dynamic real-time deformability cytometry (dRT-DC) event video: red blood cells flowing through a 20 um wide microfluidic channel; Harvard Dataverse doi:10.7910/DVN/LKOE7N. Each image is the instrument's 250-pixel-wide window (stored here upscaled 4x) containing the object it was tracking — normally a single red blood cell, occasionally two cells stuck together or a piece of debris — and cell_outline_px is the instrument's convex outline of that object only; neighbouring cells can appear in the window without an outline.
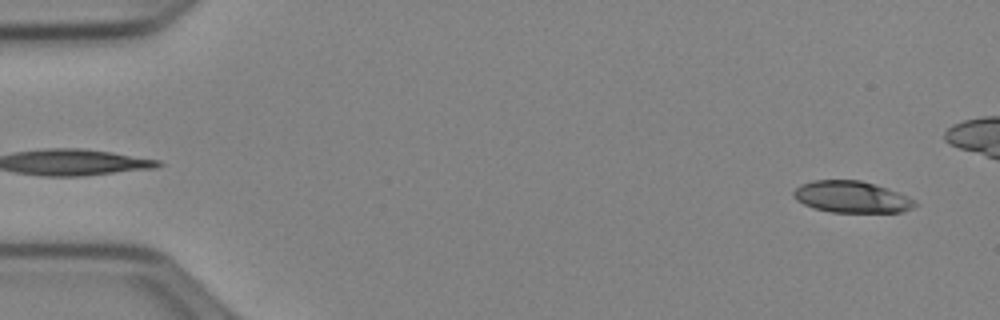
{"species": "Egyptian fruit bat (a non-hibernating species)", "species_latin": "Rousettus aegyptiacus", "temperature_condition": "cold", "stored_images_in_passage": 45, "camera_frame_rate_fps": 3000, "um_per_image_px": 0.085, "animal": {"sex": "female"}, "frame": {"image": 1, "passage_image": 2, "time_ms": 0.333, "image_size_px": [1000, 320], "cell_outline_px": [[916, 204], [912, 208], [900, 212], [832, 212], [816, 208], [804, 204], [796, 200], [792, 196], [792, 192], [800, 184], [812, 180], [860, 180], [908, 196], [916, 200]], "centroid_in_image_um": [72.35, 16.74], "position_along_channel_um": 12.7, "area_um2": 22.14}}
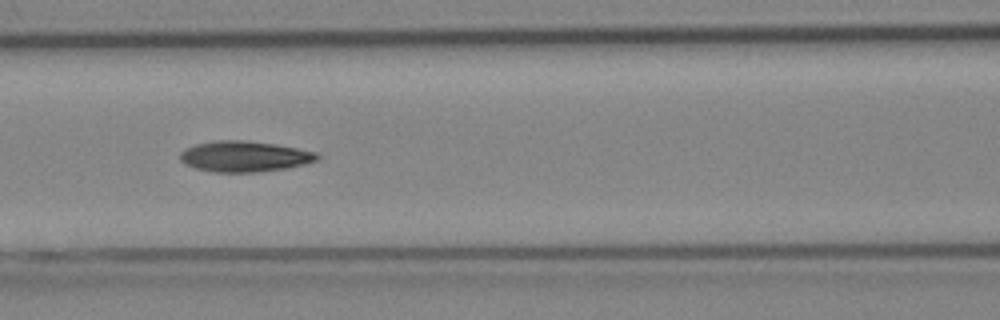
{"frame": {"image": 2, "passage_image": 22, "time_ms": 7.0, "image_size_px": [1000, 320], "cell_outline_px": [[320, 156], [316, 160], [304, 164], [284, 168], [256, 172], [212, 172], [196, 168], [180, 160], [180, 152], [184, 148], [196, 144], [216, 140], [244, 140], [276, 144], [316, 152]], "centroid_in_image_um": [20.75, 13.28], "position_along_channel_um": 145.8, "area_um2": 24.39}}
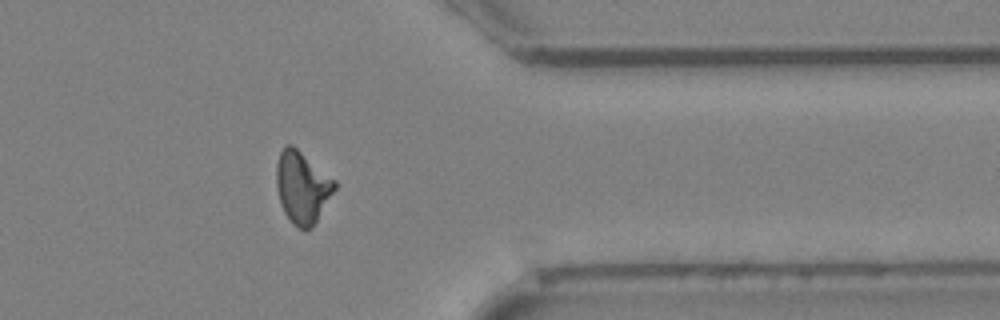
{"frame": {"image": 3, "passage_image": 41, "time_ms": 13.333, "image_size_px": [1000, 320], "cell_outline_px": [[336, 188], [312, 228], [304, 232], [292, 224], [284, 212], [280, 204], [276, 188], [276, 164], [280, 152], [288, 144], [292, 144], [336, 180]], "centroid_in_image_um": [25.68, 15.94], "position_along_channel_um": 385.7, "area_um2": 24.62}, "authors_computed_cell_mechanics": {"area_um2": 23.409, "velocity_mm_per_s": 3.9693, "shape_relaxation_time_tau1_ms": 6.5943, "shape_relaxation_time_tau2_ms": 3.6211, "deformation_change_tau1": 0.1898, "deformation_change_tau2": 0.1128}}